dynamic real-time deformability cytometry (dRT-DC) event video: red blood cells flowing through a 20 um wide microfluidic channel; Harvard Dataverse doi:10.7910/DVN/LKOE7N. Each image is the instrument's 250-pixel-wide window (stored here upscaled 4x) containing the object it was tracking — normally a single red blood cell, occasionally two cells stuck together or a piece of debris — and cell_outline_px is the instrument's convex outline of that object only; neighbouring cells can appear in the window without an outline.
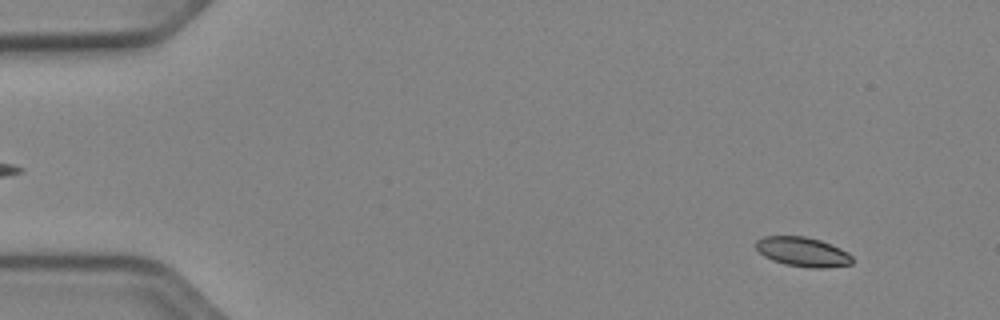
{"species": "Egyptian fruit bat (a non-hibernating species)", "species_latin": "Rousettus aegyptiacus", "temperature_condition": "cold", "stored_images_in_passage": 14, "camera_frame_rate_fps": 3000, "um_per_image_px": 0.085, "animal": {"sex": "female"}, "frame": {"image": 1, "passage_image": 5, "time_ms": 1.333, "image_size_px": [1000, 320], "cell_outline_px": [[852, 264], [824, 268], [812, 268], [784, 264], [772, 260], [764, 256], [756, 248], [756, 240], [764, 236], [804, 236], [820, 240], [840, 248], [848, 252], [852, 256]], "centroid_in_image_um": [68.23, 21.41], "position_along_channel_um": 16.8, "area_um2": 16.53}}